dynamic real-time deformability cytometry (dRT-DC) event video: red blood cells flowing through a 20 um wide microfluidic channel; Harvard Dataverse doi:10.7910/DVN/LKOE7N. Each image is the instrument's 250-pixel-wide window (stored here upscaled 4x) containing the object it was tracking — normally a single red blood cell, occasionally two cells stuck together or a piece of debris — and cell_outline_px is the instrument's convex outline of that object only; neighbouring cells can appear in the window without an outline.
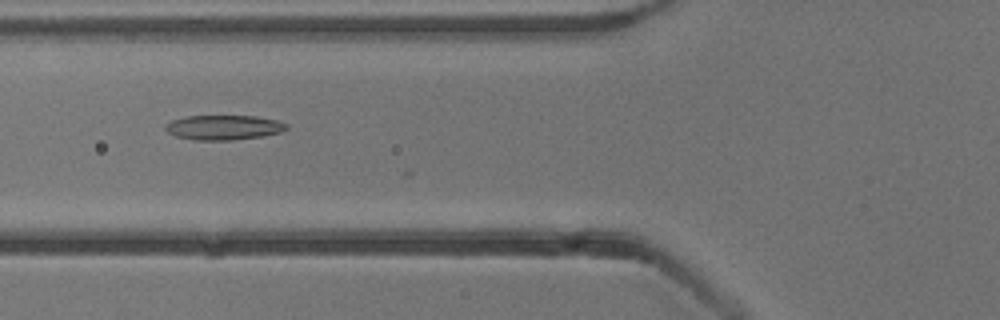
{"species": "common noctule bat (a hibernating species)", "species_latin": "Nyctalus noctula", "temperature_condition": "cold", "stored_images_in_passage": 22, "camera_frame_rate_fps": 3000, "um_per_image_px": 0.085, "animal": {"sex": "male", "body_mass_g": 13.3}, "frame": {"image": 1, "passage_image": 14, "time_ms": 4.333, "image_size_px": [1000, 320], "cell_outline_px": [[288, 128], [280, 132], [260, 136], [232, 140], [196, 140], [176, 136], [168, 132], [164, 128], [164, 124], [172, 120], [188, 116], [256, 116], [276, 120], [288, 124]], "centroid_in_image_um": [18.99, 10.83], "position_along_channel_um": 106.8, "area_um2": 17.34}}
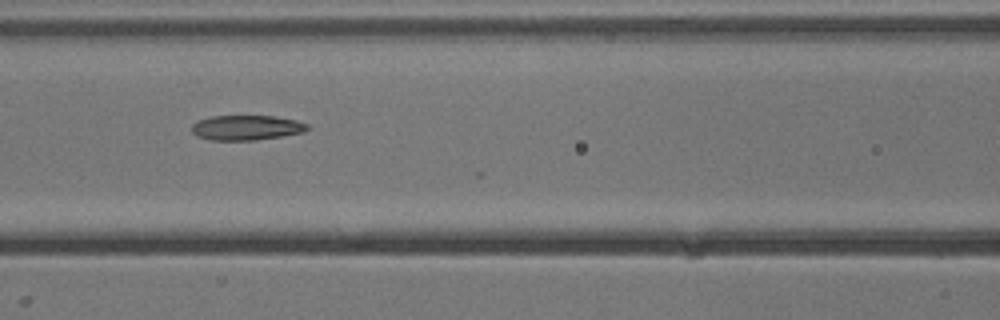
{"frame": {"image": 2, "passage_image": 17, "time_ms": 5.333, "image_size_px": [1000, 320], "cell_outline_px": [[308, 128], [304, 132], [256, 140], [212, 140], [196, 136], [192, 132], [192, 124], [196, 120], [212, 116], [272, 116], [296, 120], [308, 124]], "centroid_in_image_um": [20.91, 10.85], "position_along_channel_um": 145.7, "area_um2": 16.76}}
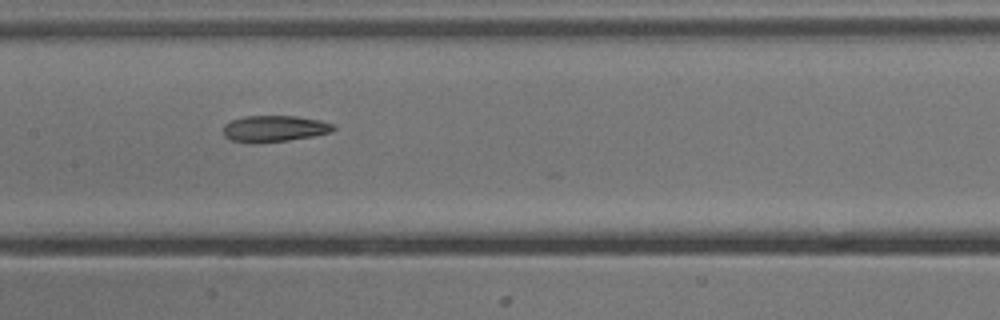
{"frame": {"image": 3, "passage_image": 20, "time_ms": 6.333, "image_size_px": [1000, 320], "cell_outline_px": [[336, 128], [332, 132], [312, 136], [288, 140], [256, 144], [252, 144], [232, 140], [224, 136], [224, 124], [232, 120], [244, 116], [296, 116], [320, 120], [332, 124]], "centroid_in_image_um": [23.3, 10.94], "position_along_channel_um": 184.1, "area_um2": 16.99}}